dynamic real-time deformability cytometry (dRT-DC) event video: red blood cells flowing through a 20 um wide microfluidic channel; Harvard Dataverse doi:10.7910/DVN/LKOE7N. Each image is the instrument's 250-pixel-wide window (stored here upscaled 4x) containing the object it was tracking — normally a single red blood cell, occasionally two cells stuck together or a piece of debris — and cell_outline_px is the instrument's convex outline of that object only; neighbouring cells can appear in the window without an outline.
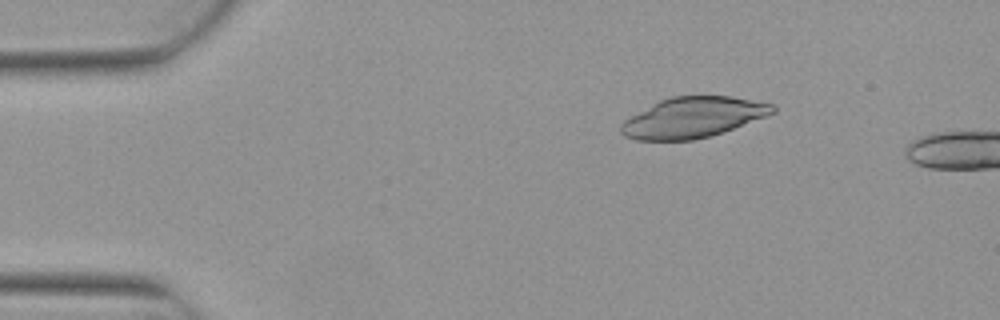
{"species": "Egyptian fruit bat (a non-hibernating species)", "species_latin": "Rousettus aegyptiacus", "temperature_condition": "warm", "stored_images_in_passage": 5, "camera_frame_rate_fps": 3000, "um_per_image_px": 0.085, "animal": {"sex": "female"}, "frame": {"image": 1, "passage_image": 2, "time_ms": 0.333, "image_size_px": [1000, 320], "cell_outline_px": [[776, 112], [768, 116], [708, 136], [692, 140], [636, 140], [624, 136], [620, 132], [620, 124], [624, 120], [652, 104], [660, 100], [672, 96], [732, 96], [776, 104]], "centroid_in_image_um": [58.91, 9.97], "position_along_channel_um": 26.1, "area_um2": 35.66}}